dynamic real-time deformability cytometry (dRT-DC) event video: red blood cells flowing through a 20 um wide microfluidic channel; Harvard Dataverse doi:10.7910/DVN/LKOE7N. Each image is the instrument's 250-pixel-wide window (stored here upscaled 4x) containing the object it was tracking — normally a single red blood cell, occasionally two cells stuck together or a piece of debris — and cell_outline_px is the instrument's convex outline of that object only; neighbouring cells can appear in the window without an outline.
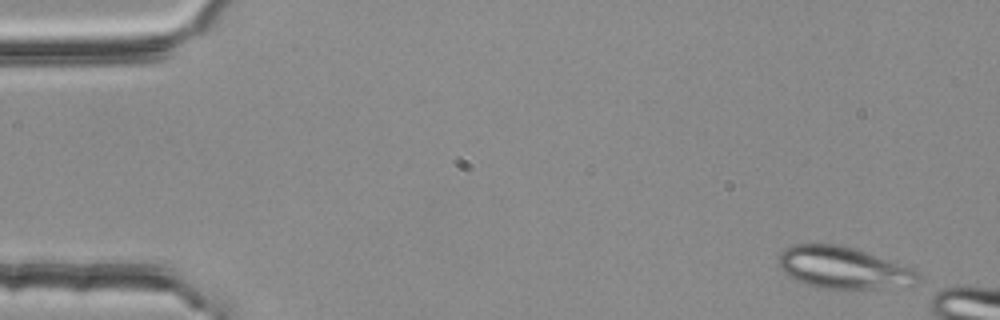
{"species": "common noctule bat (a hibernating species)", "species_latin": "Nyctalus noctula", "temperature_condition": "room temperature", "stored_images_in_passage": 11, "camera_frame_rate_fps": 3000, "um_per_image_px": 0.085, "animal": {"sex": "female", "body_mass_g": 25.1}, "frame": {"image": 1, "passage_image": 1, "time_ms": 0.0, "image_size_px": [1000, 320], "cell_outline_px": [[920, 280], [916, 284], [908, 288], [820, 288], [796, 280], [788, 276], [776, 264], [780, 252], [784, 248], [792, 244], [836, 244], [852, 248], [912, 268], [920, 276]], "centroid_in_image_um": [71.67, 22.77], "position_along_channel_um": 13.3, "area_um2": 34.04}}